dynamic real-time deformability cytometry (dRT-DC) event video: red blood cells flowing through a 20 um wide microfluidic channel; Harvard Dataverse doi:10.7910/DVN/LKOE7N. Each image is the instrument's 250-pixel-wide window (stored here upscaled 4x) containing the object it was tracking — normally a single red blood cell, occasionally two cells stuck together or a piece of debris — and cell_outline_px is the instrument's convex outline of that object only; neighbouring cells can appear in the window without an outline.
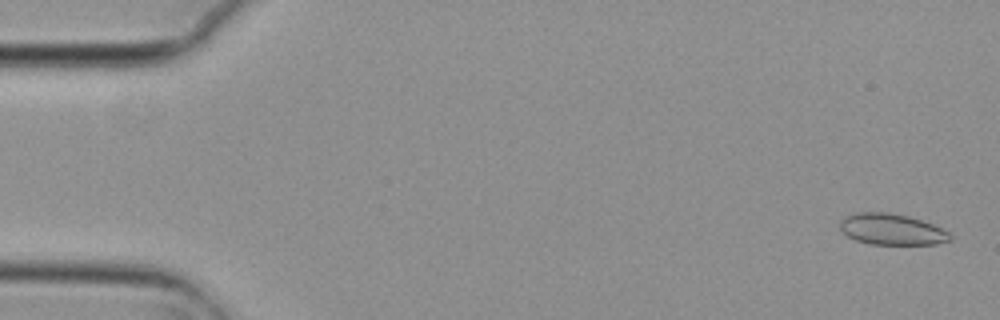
{"species": "common noctule bat (a hibernating species)", "species_latin": "Nyctalus noctula", "temperature_condition": "cold", "stored_images_in_passage": 5, "camera_frame_rate_fps": 3000, "um_per_image_px": 0.085, "animal": {"sex": "female", "body_mass_g": 29.2, "forearm_length_mm": 56.3}, "frame": {"image": 1, "passage_image": 1, "time_ms": 0.0, "image_size_px": [1000, 320], "cell_outline_px": [[952, 240], [936, 244], [868, 244], [856, 240], [848, 236], [840, 228], [840, 220], [844, 216], [856, 212], [888, 212], [908, 216], [932, 224], [948, 232], [952, 236]], "centroid_in_image_um": [75.77, 19.49], "position_along_channel_um": 9.2, "area_um2": 19.94}}
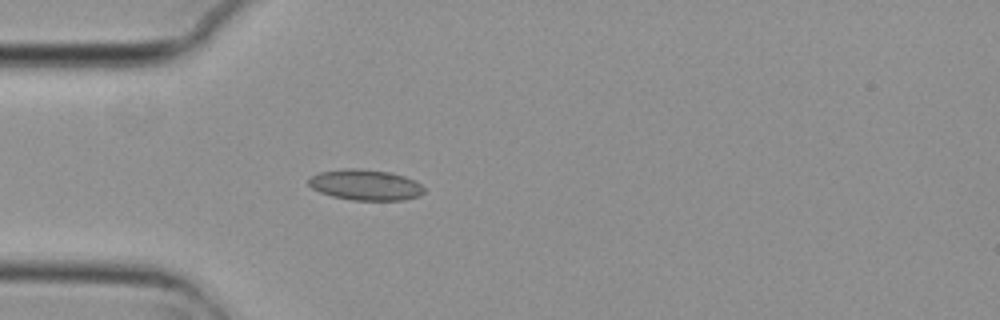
{"frame": {"image": 2, "passage_image": 5, "time_ms": 1.333, "image_size_px": [1000, 320], "cell_outline_px": [[424, 192], [420, 196], [404, 200], [352, 200], [332, 196], [320, 192], [312, 188], [308, 184], [308, 180], [312, 176], [320, 172], [344, 168], [356, 168], [392, 172], [416, 180], [424, 188]], "centroid_in_image_um": [31.08, 15.71], "position_along_channel_um": 53.9, "area_um2": 20.81}}